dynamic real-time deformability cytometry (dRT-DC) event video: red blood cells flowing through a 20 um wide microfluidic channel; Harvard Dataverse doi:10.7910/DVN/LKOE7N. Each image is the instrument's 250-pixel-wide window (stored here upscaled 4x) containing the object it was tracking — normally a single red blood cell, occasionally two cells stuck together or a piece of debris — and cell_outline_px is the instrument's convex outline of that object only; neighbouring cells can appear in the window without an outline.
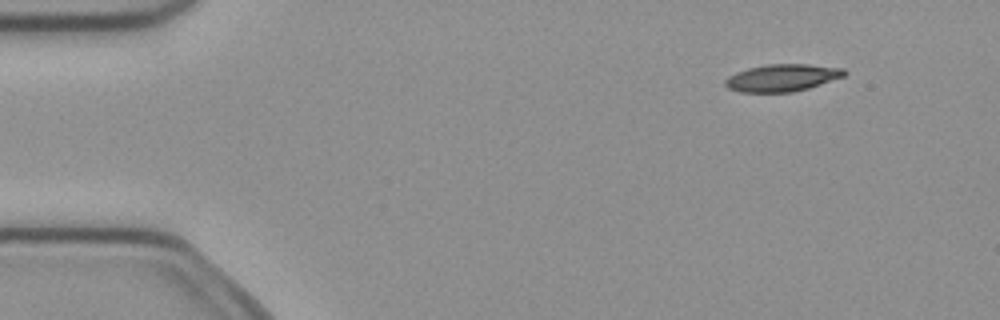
{"species": "common noctule bat (a hibernating species)", "species_latin": "Nyctalus noctula", "temperature_condition": "cold", "stored_images_in_passage": 5, "camera_frame_rate_fps": 3000, "um_per_image_px": 0.085, "animal": {"sex": "female", "body_mass_g": 21.9}, "frame": {"image": 1, "passage_image": 2, "time_ms": 0.333, "image_size_px": [1000, 320], "cell_outline_px": [[848, 72], [844, 76], [808, 88], [792, 92], [740, 92], [728, 88], [724, 84], [724, 80], [728, 76], [736, 72], [748, 68], [768, 64], [808, 64], [844, 68]], "centroid_in_image_um": [66.47, 6.6], "position_along_channel_um": 18.5, "area_um2": 18.9}}